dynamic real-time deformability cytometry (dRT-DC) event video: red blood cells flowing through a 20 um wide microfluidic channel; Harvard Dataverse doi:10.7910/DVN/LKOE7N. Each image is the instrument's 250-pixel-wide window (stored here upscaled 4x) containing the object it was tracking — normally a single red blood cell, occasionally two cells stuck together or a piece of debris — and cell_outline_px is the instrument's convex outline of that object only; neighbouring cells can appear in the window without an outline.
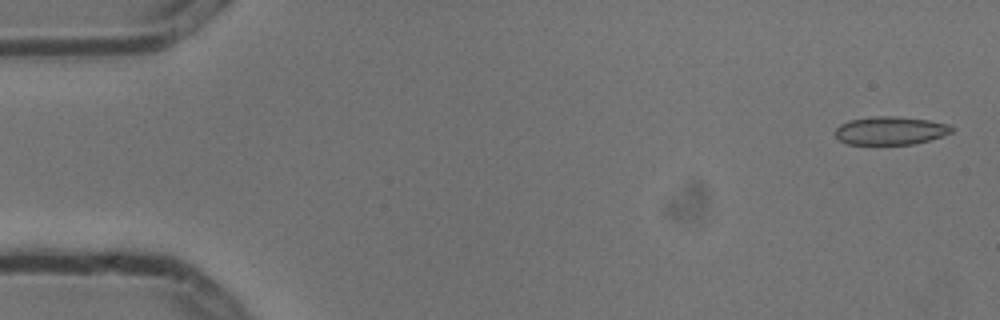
{"species": "common noctule bat (a hibernating species)", "species_latin": "Nyctalus noctula", "temperature_condition": "cold", "stored_images_in_passage": 5, "camera_frame_rate_fps": 3000, "um_per_image_px": 0.085, "animal": {"sex": "male", "body_mass_g": 13.3}, "frame": {"image": 1, "passage_image": 1, "time_ms": 0.0, "image_size_px": [1000, 320], "cell_outline_px": [[956, 128], [952, 132], [944, 136], [912, 144], [848, 144], [840, 140], [836, 136], [836, 128], [840, 124], [852, 120], [876, 116], [896, 116], [928, 120], [948, 124]], "centroid_in_image_um": [75.73, 11.1], "position_along_channel_um": 9.3, "area_um2": 19.02}}
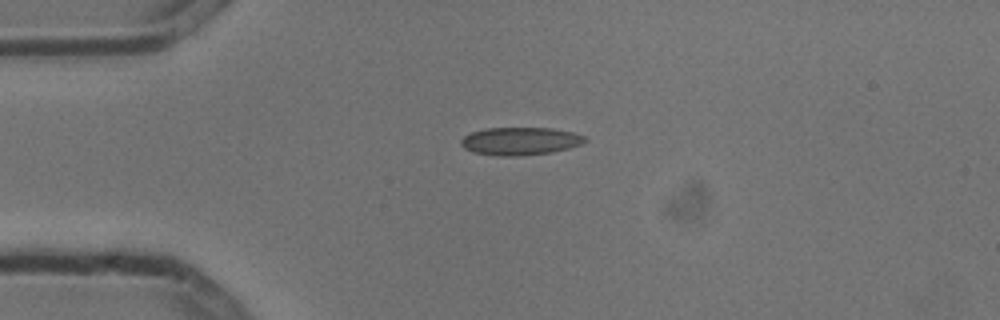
{"frame": {"image": 2, "passage_image": 4, "time_ms": 1.0, "image_size_px": [1000, 320], "cell_outline_px": [[588, 140], [580, 144], [568, 148], [552, 152], [520, 156], [496, 156], [472, 152], [464, 148], [460, 144], [460, 140], [464, 136], [472, 132], [484, 128], [552, 128], [572, 132], [584, 136]], "centroid_in_image_um": [44.18, 12.0], "position_along_channel_um": 40.8, "area_um2": 20.17}}